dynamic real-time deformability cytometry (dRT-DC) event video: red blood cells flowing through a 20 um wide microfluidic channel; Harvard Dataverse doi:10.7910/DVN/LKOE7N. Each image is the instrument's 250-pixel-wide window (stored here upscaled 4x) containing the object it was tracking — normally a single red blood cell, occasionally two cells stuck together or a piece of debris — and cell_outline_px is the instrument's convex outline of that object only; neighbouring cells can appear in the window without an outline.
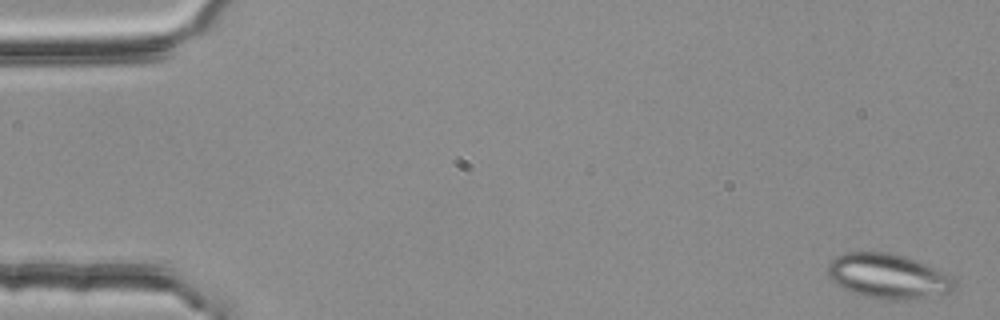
{"species": "common noctule bat (a hibernating species)", "species_latin": "Nyctalus noctula", "temperature_condition": "room temperature", "stored_images_in_passage": 5, "camera_frame_rate_fps": 3000, "um_per_image_px": 0.085, "animal": {"sex": "female", "body_mass_g": 25.1}, "frame": {"image": 1, "passage_image": 1, "time_ms": 0.0, "image_size_px": [1000, 320], "cell_outline_px": [[956, 284], [948, 292], [908, 300], [888, 300], [864, 296], [852, 292], [836, 284], [828, 276], [828, 264], [836, 256], [844, 252], [892, 252], [916, 260], [952, 276], [956, 280]], "centroid_in_image_um": [75.46, 23.47], "position_along_channel_um": 9.5, "area_um2": 32.95}}